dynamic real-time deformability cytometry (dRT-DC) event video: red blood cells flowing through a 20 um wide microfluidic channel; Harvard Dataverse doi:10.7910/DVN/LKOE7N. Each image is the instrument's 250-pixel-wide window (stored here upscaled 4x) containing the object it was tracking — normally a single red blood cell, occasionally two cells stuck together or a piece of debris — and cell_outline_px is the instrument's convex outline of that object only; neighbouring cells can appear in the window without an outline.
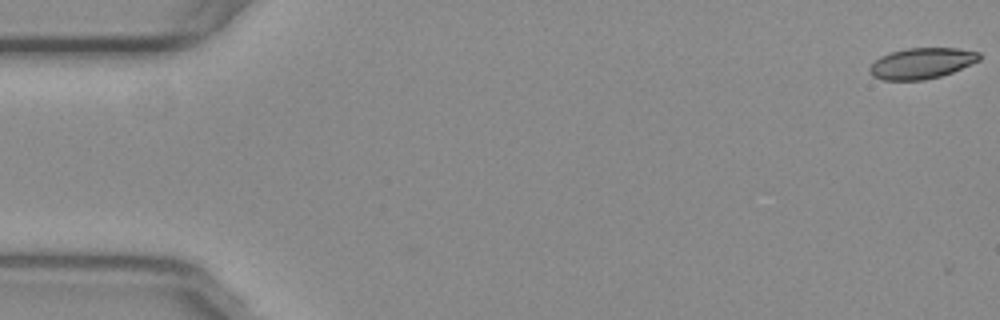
{"species": "common noctule bat (a hibernating species)", "species_latin": "Nyctalus noctula", "temperature_condition": "warm", "stored_images_in_passage": 3, "camera_frame_rate_fps": 3000, "um_per_image_px": 0.085, "animal": {"sex": "female", "body_mass_g": 29.2, "forearm_length_mm": 56.3}, "frame": {"image": 1, "passage_image": 1, "time_ms": 0.0, "image_size_px": [1000, 320], "cell_outline_px": [[980, 60], [952, 72], [940, 76], [924, 80], [884, 80], [872, 76], [868, 72], [868, 68], [880, 56], [888, 52], [908, 48], [956, 48], [980, 52]], "centroid_in_image_um": [78.31, 5.38], "position_along_channel_um": 6.7, "area_um2": 19.77}}